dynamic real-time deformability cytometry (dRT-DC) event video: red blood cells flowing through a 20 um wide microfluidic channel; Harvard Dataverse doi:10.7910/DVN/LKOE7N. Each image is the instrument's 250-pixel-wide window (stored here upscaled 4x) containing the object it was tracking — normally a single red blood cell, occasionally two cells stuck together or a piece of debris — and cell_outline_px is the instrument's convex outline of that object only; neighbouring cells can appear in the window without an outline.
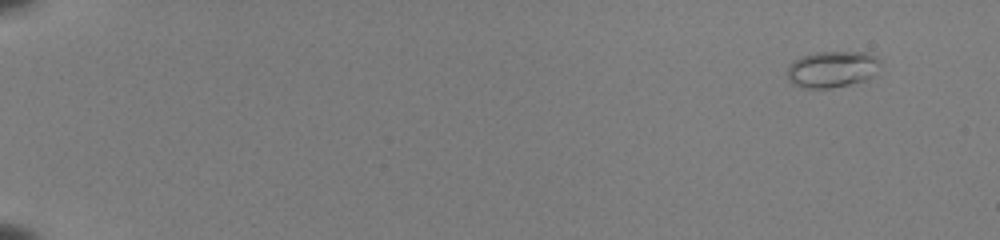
{"species": "common noctule bat (a hibernating species)", "species_latin": "Nyctalus noctula", "temperature_condition": "room temperature", "stored_images_in_passage": 51, "camera_frame_rate_fps": 3000, "um_per_image_px": 0.085, "animal": {"sex": "female", "body_mass_g": 22.0, "forearm_length_mm": 56.7}, "frame": {"image": 1, "passage_image": 1, "time_ms": 0.0, "image_size_px": [1000, 240], "cell_outline_px": [[880, 64], [864, 80], [832, 88], [800, 88], [792, 84], [788, 80], [788, 68], [792, 60], [800, 56], [816, 52], [868, 52], [876, 56], [880, 60]], "centroid_in_image_um": [70.65, 5.87], "position_along_channel_um": 14.3, "area_um2": 19.65}}
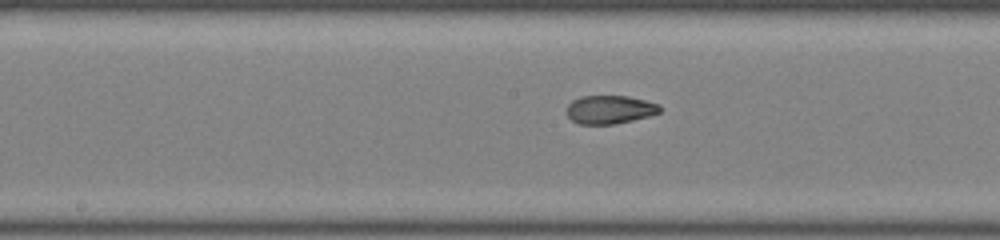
{"frame": {"image": 2, "passage_image": 28, "time_ms": 9.0, "image_size_px": [1000, 240], "cell_outline_px": [[660, 112], [648, 116], [632, 120], [612, 124], [580, 124], [572, 120], [568, 116], [568, 104], [572, 100], [580, 96], [628, 96], [660, 104]], "centroid_in_image_um": [51.83, 9.3], "position_along_channel_um": 196.4, "area_um2": 15.26}}
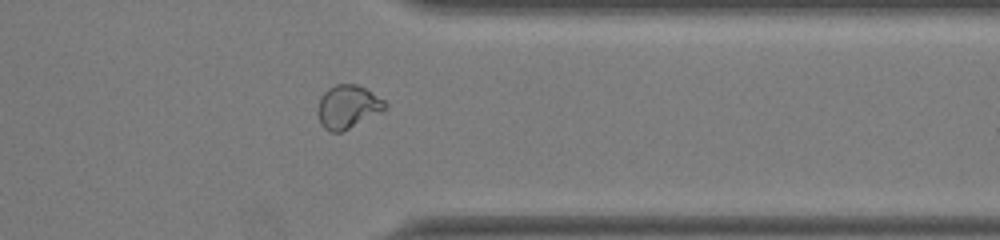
{"frame": {"image": 3, "passage_image": 42, "time_ms": 13.667, "image_size_px": [1000, 240], "cell_outline_px": [[388, 108], [384, 112], [340, 132], [332, 132], [324, 128], [320, 124], [316, 112], [320, 96], [328, 88], [336, 84], [356, 84], [364, 88], [384, 100], [388, 104]], "centroid_in_image_um": [29.56, 9.08], "position_along_channel_um": 381.8, "area_um2": 17.22}, "authors_computed_cell_mechanics": {"area_um2": 16.6464, "velocity_mm_per_s": 3.982, "shape_relaxation_time_tau1_ms": null, "shape_relaxation_time_tau2_ms": 1.0556, "deformation_change_tau1": null, "deformation_change_tau2": 0.0586}}